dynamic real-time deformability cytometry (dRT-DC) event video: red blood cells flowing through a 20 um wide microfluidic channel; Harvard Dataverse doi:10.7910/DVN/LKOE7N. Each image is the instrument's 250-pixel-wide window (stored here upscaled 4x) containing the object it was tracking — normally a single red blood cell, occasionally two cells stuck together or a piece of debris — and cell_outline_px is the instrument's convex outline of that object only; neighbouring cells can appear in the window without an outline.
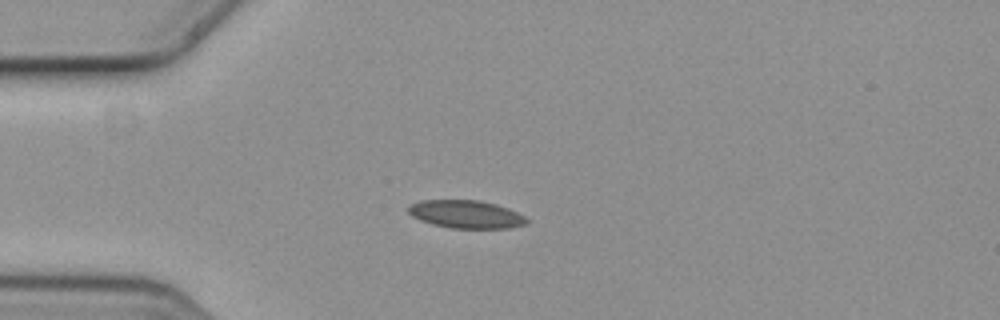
{"species": "common noctule bat (a hibernating species)", "species_latin": "Nyctalus noctula", "temperature_condition": "cold", "stored_images_in_passage": 8, "camera_frame_rate_fps": 3000, "um_per_image_px": 0.085, "animal": {"sex": "female", "body_mass_g": 19.3, "forearm_length_mm": 54.1}, "frame": {"image": 1, "passage_image": 3, "time_ms": 0.667, "image_size_px": [1000, 320], "cell_outline_px": [[528, 224], [512, 228], [452, 228], [432, 224], [420, 220], [412, 216], [408, 212], [408, 204], [420, 200], [480, 200], [496, 204], [508, 208], [524, 216], [528, 220]], "centroid_in_image_um": [39.61, 18.21], "position_along_channel_um": 45.4, "area_um2": 19.42}}
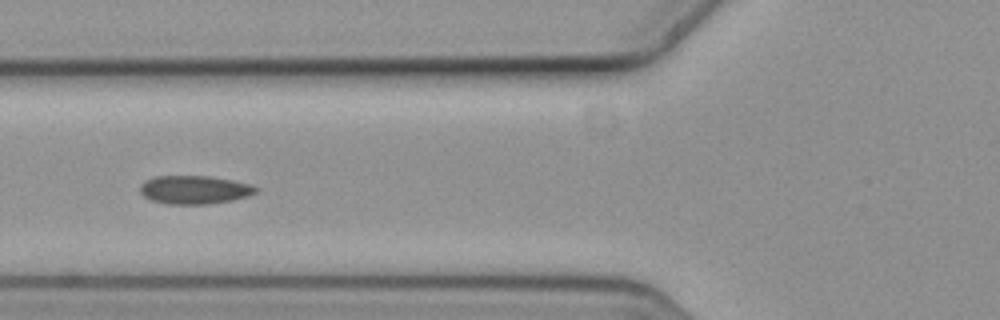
{"frame": {"image": 2, "passage_image": 5, "time_ms": 1.333, "image_size_px": [1000, 320], "cell_outline_px": [[260, 192], [248, 196], [232, 200], [208, 204], [168, 204], [152, 200], [144, 196], [140, 192], [140, 184], [156, 176], [208, 176], [232, 180], [248, 184], [260, 188]], "centroid_in_image_um": [16.57, 16.13], "position_along_channel_um": 109.2, "area_um2": 19.13}}
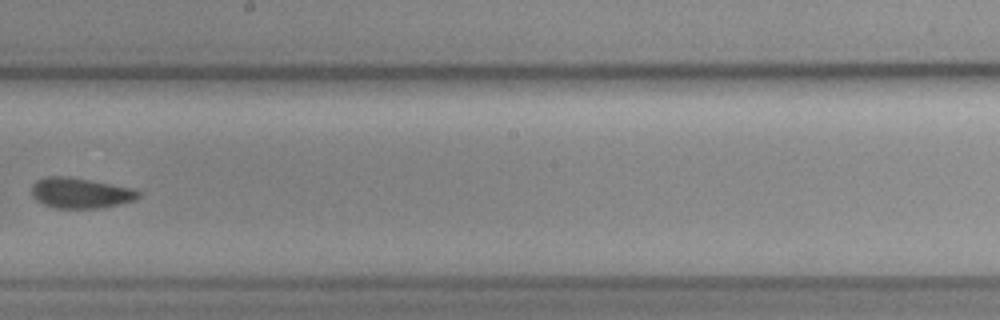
{"frame": {"image": 3, "passage_image": 8, "time_ms": 2.333, "image_size_px": [1000, 320], "cell_outline_px": [[140, 196], [136, 200], [120, 204], [100, 208], [56, 208], [44, 204], [36, 200], [32, 196], [32, 184], [36, 180], [48, 176], [68, 176], [132, 188], [140, 192]], "centroid_in_image_um": [6.83, 16.4], "position_along_channel_um": 241.4, "area_um2": 18.96}}